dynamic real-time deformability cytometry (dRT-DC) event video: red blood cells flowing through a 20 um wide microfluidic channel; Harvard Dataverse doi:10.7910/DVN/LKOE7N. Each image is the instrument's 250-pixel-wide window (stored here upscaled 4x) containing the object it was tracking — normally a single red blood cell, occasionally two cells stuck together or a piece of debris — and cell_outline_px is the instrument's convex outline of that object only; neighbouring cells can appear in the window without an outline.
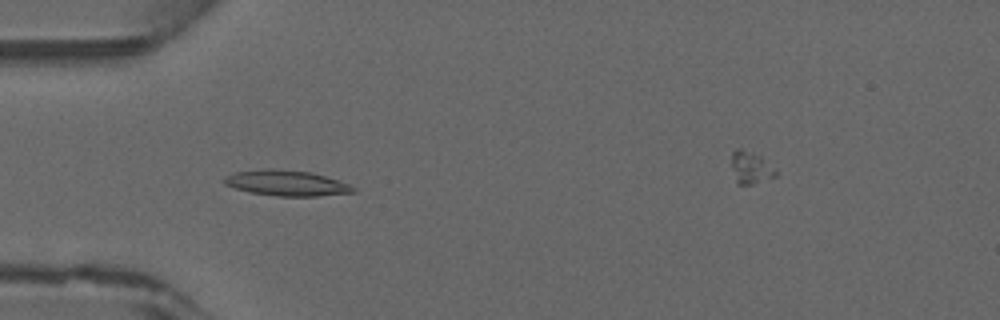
{"species": "common noctule bat (a hibernating species)", "species_latin": "Nyctalus noctula", "temperature_condition": "warm", "stored_images_in_passage": 45, "camera_frame_rate_fps": 3000, "um_per_image_px": 0.085, "animal": {"sex": "male", "forearm_length_mm": 52.5}, "frame": {"image": 1, "passage_image": 12, "time_ms": 3.667, "image_size_px": [1000, 320], "cell_outline_px": [[356, 192], [316, 196], [276, 196], [248, 192], [224, 184], [224, 176], [236, 172], [268, 168], [272, 168], [308, 172], [324, 176], [348, 184], [356, 188]], "centroid_in_image_um": [24.32, 15.56], "position_along_channel_um": 60.7, "area_um2": 19.02}}
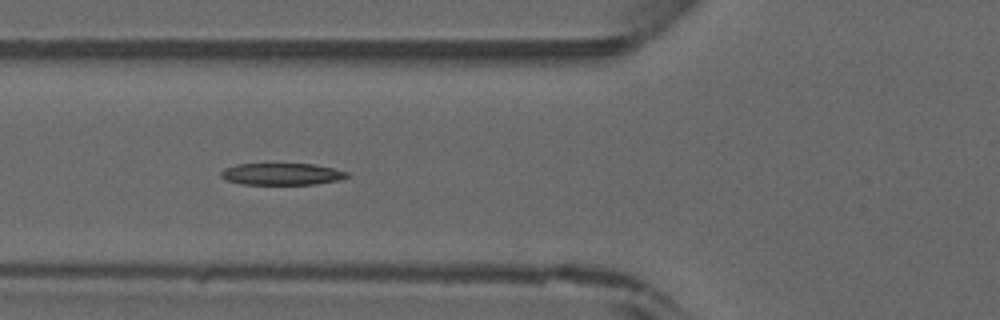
{"frame": {"image": 2, "passage_image": 15, "time_ms": 4.667, "image_size_px": [1000, 320], "cell_outline_px": [[348, 176], [340, 180], [316, 184], [240, 184], [228, 180], [220, 176], [220, 172], [224, 168], [236, 164], [316, 164], [348, 172]], "centroid_in_image_um": [23.95, 14.79], "position_along_channel_um": 101.9, "area_um2": 16.01}}
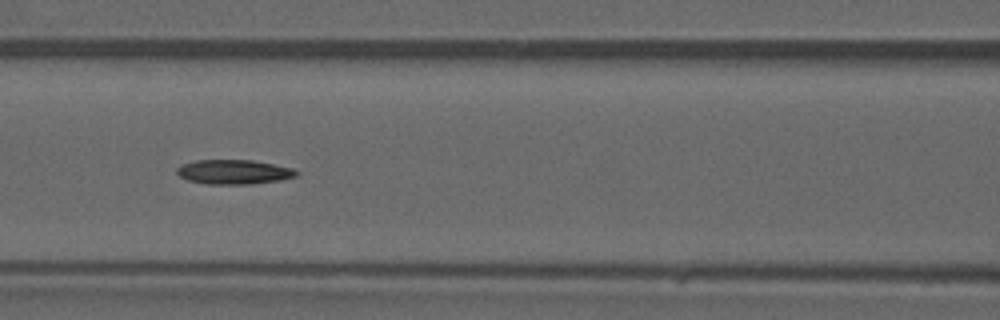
{"frame": {"image": 3, "passage_image": 18, "time_ms": 5.667, "image_size_px": [1000, 320], "cell_outline_px": [[300, 172], [296, 176], [280, 180], [252, 184], [204, 184], [188, 180], [180, 176], [176, 172], [176, 168], [180, 164], [196, 160], [252, 160], [292, 168]], "centroid_in_image_um": [19.85, 14.61], "position_along_channel_um": 146.8, "area_um2": 17.11}}